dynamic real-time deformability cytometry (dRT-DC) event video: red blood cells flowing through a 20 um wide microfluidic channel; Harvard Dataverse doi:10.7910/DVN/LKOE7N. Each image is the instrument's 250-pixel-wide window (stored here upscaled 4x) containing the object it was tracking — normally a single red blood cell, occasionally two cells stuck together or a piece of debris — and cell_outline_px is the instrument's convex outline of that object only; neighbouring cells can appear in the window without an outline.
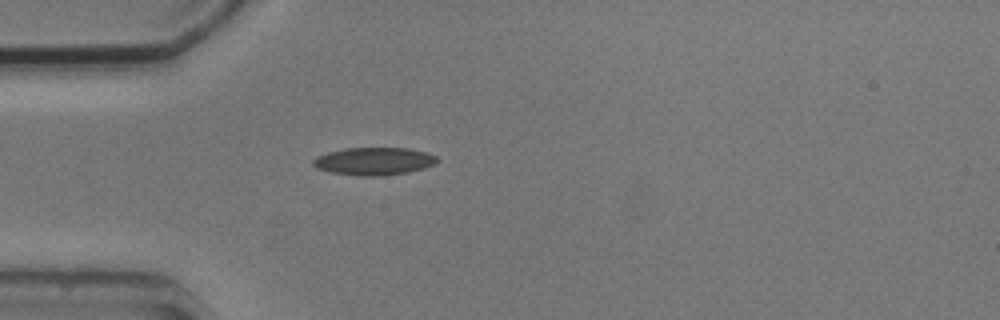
{"species": "common noctule bat (a hibernating species)", "species_latin": "Nyctalus noctula", "temperature_condition": "cold", "stored_images_in_passage": 1, "camera_frame_rate_fps": 3000, "um_per_image_px": 0.085, "animal": {"sex": "male", "body_mass_g": 20.5, "forearm_length_mm": 52.5}, "frame": {"image": 1, "passage_image": 1, "time_ms": 0.0, "image_size_px": [1000, 320], "cell_outline_px": [[440, 160], [424, 168], [408, 172], [380, 176], [360, 176], [332, 172], [316, 168], [312, 164], [312, 160], [316, 156], [328, 152], [348, 148], [408, 148], [428, 152], [436, 156]], "centroid_in_image_um": [31.79, 13.7], "position_along_channel_um": 53.2, "area_um2": 20.0}}